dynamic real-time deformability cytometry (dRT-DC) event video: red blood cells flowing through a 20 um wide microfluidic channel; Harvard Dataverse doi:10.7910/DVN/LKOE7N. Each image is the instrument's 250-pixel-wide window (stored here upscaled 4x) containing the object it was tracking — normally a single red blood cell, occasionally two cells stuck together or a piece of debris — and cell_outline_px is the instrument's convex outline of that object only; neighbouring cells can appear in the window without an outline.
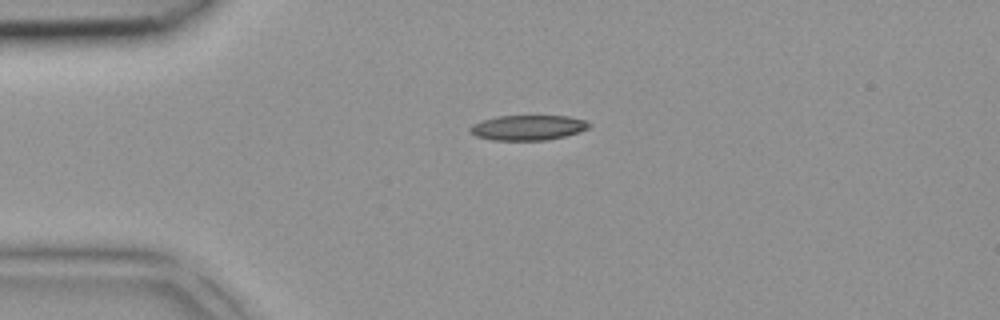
{"species": "common noctule bat (a hibernating species)", "species_latin": "Nyctalus noctula", "temperature_condition": "room temperature", "stored_images_in_passage": 2, "camera_frame_rate_fps": 3000, "um_per_image_px": 0.085, "animal": {"sex": "female", "body_mass_g": 18.4}, "frame": {"image": 1, "passage_image": 1, "time_ms": 0.0, "image_size_px": [1000, 320], "cell_outline_px": [[592, 124], [588, 128], [580, 132], [548, 140], [492, 140], [476, 136], [468, 132], [468, 128], [472, 124], [480, 120], [496, 116], [568, 116], [584, 120]], "centroid_in_image_um": [44.83, 10.85], "position_along_channel_um": 40.2, "area_um2": 17.57}}